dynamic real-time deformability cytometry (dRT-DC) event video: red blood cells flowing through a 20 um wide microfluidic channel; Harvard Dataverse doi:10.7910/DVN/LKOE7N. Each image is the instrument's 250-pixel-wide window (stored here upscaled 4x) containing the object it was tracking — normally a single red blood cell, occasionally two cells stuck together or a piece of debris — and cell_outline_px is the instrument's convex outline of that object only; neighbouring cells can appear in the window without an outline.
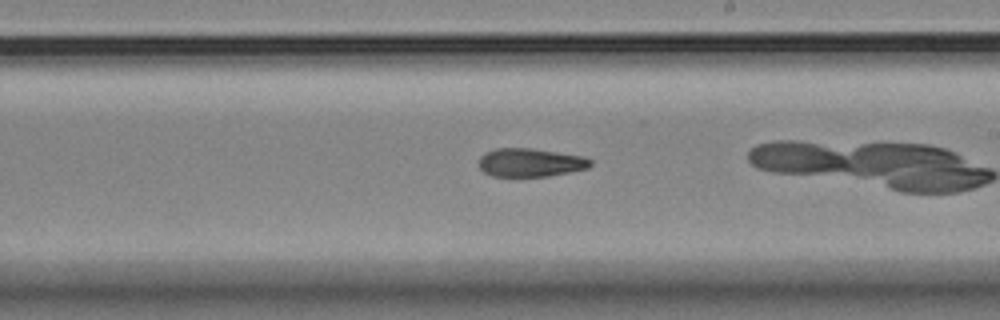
{"species": "Egyptian fruit bat (a non-hibernating species)", "species_latin": "Rousettus aegyptiacus", "temperature_condition": "room temperature", "stored_images_in_passage": 43, "camera_frame_rate_fps": 3000, "um_per_image_px": 0.085, "animal": {"sex": "female"}, "frame": {"image": 1, "passage_image": 31, "time_ms": 10.0, "image_size_px": [1000, 320], "cell_outline_px": [[592, 164], [588, 168], [548, 176], [492, 176], [484, 172], [480, 168], [480, 156], [484, 152], [496, 148], [532, 148], [584, 156], [592, 160]], "centroid_in_image_um": [45.08, 13.8], "position_along_channel_um": 243.9, "area_um2": 18.5}}